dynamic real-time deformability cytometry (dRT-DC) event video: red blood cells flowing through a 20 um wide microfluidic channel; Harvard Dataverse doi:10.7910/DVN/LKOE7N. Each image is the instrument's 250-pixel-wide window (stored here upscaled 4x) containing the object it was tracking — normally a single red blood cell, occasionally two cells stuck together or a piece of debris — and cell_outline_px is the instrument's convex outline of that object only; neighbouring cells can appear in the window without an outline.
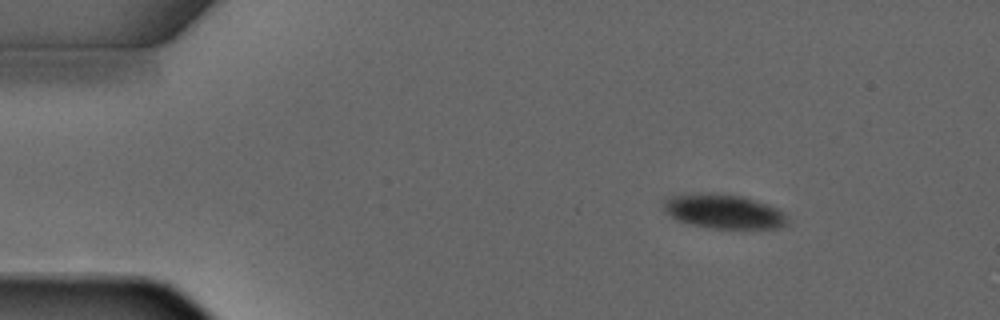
{"species": "common noctule bat (a hibernating species)", "species_latin": "Nyctalus noctula", "temperature_condition": "warm", "stored_images_in_passage": 3, "camera_frame_rate_fps": 3000, "um_per_image_px": 0.085, "animal": {"sex": "male", "forearm_length_mm": 52.5}, "frame": {"image": 1, "passage_image": 1, "time_ms": 0.0, "image_size_px": [1000, 320], "cell_outline_px": [[788, 224], [780, 228], [708, 228], [676, 220], [664, 212], [660, 200], [668, 196], [696, 192], [708, 192], [740, 196], [776, 208], [784, 212], [788, 216]], "centroid_in_image_um": [61.42, 17.96], "position_along_channel_um": 23.6, "area_um2": 25.09}}
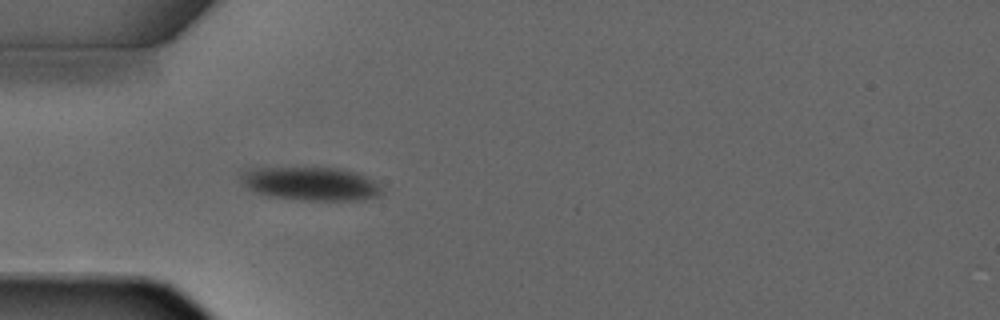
{"frame": {"image": 2, "passage_image": 3, "time_ms": 2.333, "image_size_px": [1000, 320], "cell_outline_px": [[384, 192], [380, 196], [360, 200], [308, 200], [272, 196], [256, 192], [248, 188], [240, 180], [240, 172], [248, 168], [340, 168], [356, 172], [372, 180]], "centroid_in_image_um": [26.4, 15.61], "position_along_channel_um": 58.6, "area_um2": 27.28}}